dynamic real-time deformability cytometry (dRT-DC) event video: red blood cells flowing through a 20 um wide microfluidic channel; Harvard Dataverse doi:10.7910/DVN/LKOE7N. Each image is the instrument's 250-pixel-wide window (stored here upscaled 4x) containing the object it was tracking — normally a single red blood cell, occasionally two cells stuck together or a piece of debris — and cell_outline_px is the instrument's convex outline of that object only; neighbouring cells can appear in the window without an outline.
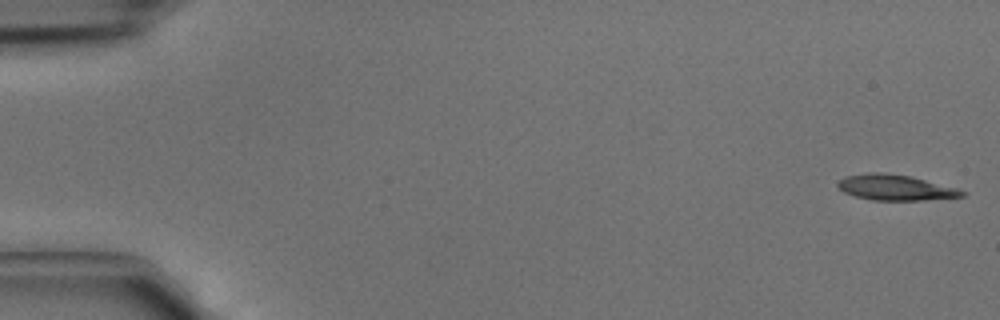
{"species": "common noctule bat (a hibernating species)", "species_latin": "Nyctalus noctula", "temperature_condition": "cold", "stored_images_in_passage": 14, "camera_frame_rate_fps": 3000, "um_per_image_px": 0.085, "animal": {"sex": "male", "body_mass_g": 15.6}, "frame": {"image": 1, "passage_image": 1, "time_ms": 0.0, "image_size_px": [1000, 320], "cell_outline_px": [[968, 192], [964, 196], [924, 200], [872, 200], [856, 196], [844, 192], [836, 184], [844, 176], [868, 172], [880, 172], [908, 176], [956, 188]], "centroid_in_image_um": [76.08, 15.94], "position_along_channel_um": 8.9, "area_um2": 18.26}}
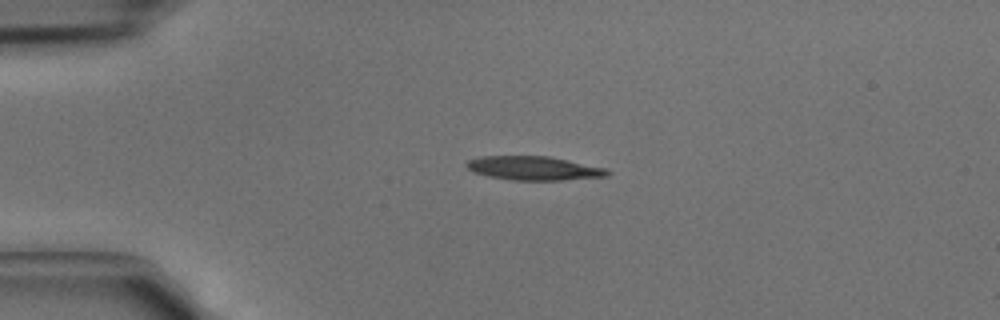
{"frame": {"image": 2, "passage_image": 10, "time_ms": 3.0, "image_size_px": [1000, 320], "cell_outline_px": [[612, 172], [608, 176], [560, 180], [512, 180], [488, 176], [472, 172], [464, 164], [468, 160], [484, 156], [548, 156], [608, 168]], "centroid_in_image_um": [45.4, 14.3], "position_along_channel_um": 39.6, "area_um2": 19.65}}